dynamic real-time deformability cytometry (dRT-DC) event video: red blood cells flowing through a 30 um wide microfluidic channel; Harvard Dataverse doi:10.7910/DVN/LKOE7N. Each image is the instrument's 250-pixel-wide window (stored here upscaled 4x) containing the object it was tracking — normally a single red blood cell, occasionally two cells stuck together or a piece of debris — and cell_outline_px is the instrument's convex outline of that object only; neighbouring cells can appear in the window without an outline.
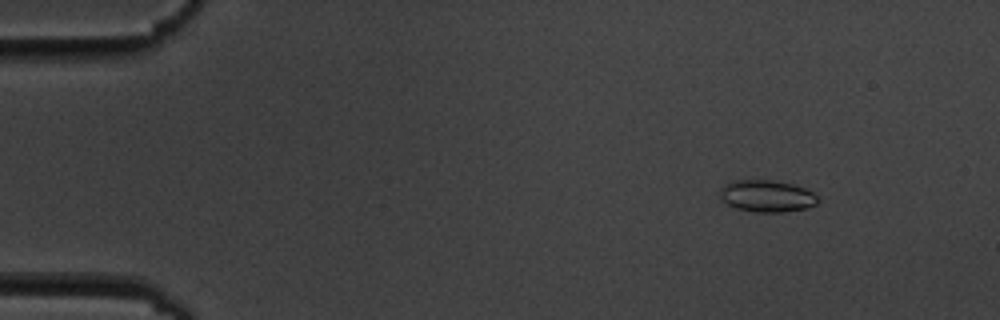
{"species": "common noctule bat (a hibernating species)", "species_latin": "Nyctalus noctula", "temperature_condition": "cold", "stored_images_in_passage": 4, "camera_frame_rate_fps": 3000, "um_per_image_px": 0.085, "animal": {"sex": "male", "body_mass_g": 19.5, "forearm_length_mm": 54.6}, "frame": {"image": 1, "passage_image": 1, "time_ms": 0.0, "image_size_px": [1000, 320], "cell_outline_px": [[820, 200], [816, 204], [804, 208], [784, 212], [756, 212], [736, 208], [720, 200], [720, 188], [724, 184], [732, 180], [772, 180], [792, 184], [804, 188], [812, 192]], "centroid_in_image_um": [65.14, 16.66], "position_along_channel_um": 19.9, "area_um2": 18.21}}